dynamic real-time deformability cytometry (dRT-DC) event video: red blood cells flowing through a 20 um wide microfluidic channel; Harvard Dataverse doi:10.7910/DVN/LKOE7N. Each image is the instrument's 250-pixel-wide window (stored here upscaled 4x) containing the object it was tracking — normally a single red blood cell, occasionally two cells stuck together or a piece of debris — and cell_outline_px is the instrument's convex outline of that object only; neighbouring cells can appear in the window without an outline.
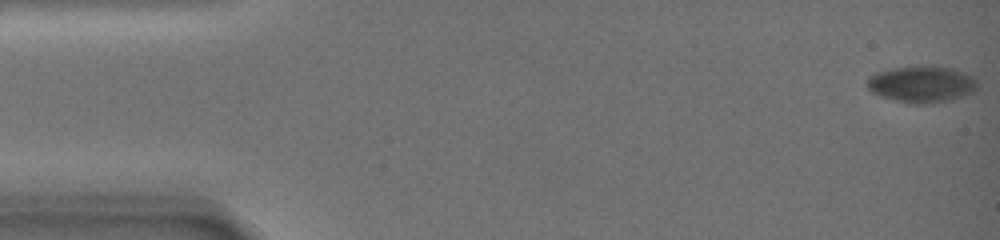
{"species": "common noctule bat (a hibernating species)", "species_latin": "Nyctalus noctula", "temperature_condition": "warm", "stored_images_in_passage": 55, "camera_frame_rate_fps": 3000, "um_per_image_px": 0.085, "animal": {"sex": "female", "body_mass_g": 19.0, "forearm_length_mm": 51.5}, "frame": {"image": 1, "passage_image": 1, "time_ms": 0.0, "image_size_px": [1000, 240], "cell_outline_px": [[976, 88], [972, 92], [964, 96], [952, 100], [932, 104], [912, 104], [880, 96], [872, 92], [868, 88], [868, 76], [876, 72], [892, 68], [952, 68], [964, 72], [972, 76], [976, 80]], "centroid_in_image_um": [78.34, 7.2], "position_along_channel_um": 6.7, "area_um2": 23.0}}
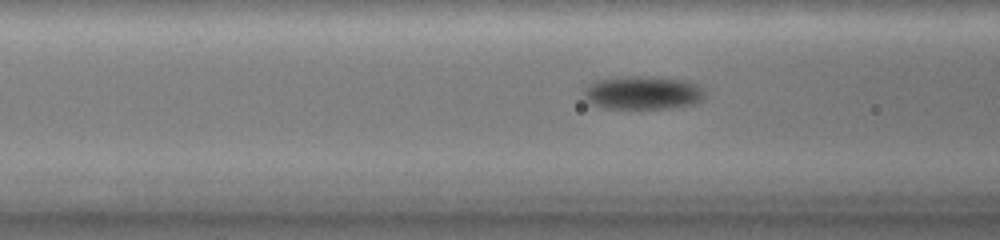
{"frame": {"image": 2, "passage_image": 22, "time_ms": 8.667, "image_size_px": [1000, 240], "cell_outline_px": [[704, 92], [700, 100], [696, 104], [668, 108], [604, 108], [592, 104], [584, 96], [584, 88], [588, 84], [596, 80], [624, 76], [652, 76], [684, 80], [696, 84], [704, 88]], "centroid_in_image_um": [54.62, 7.87], "position_along_channel_um": 112.0, "area_um2": 23.58}}
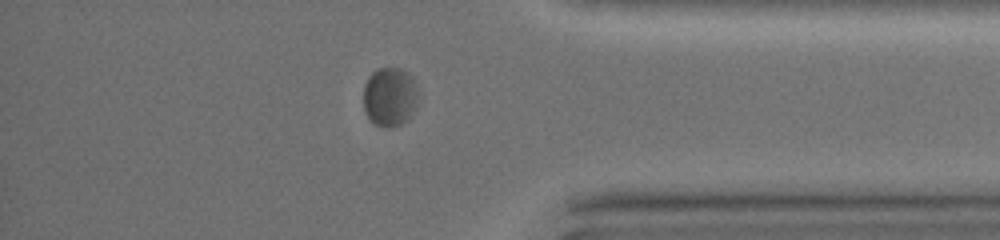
{"frame": {"image": 3, "passage_image": 48, "time_ms": 19.0, "image_size_px": [1000, 240], "cell_outline_px": [[416, 104], [412, 112], [400, 124], [388, 128], [376, 124], [368, 116], [364, 108], [364, 84], [368, 76], [376, 68], [400, 68], [412, 76], [416, 84]], "centroid_in_image_um": [33.1, 8.18], "position_along_channel_um": 402.1, "area_um2": 18.55}, "authors_computed_cell_mechanics": {"area_um2": 22.7154, "velocity_mm_per_s": 2.8662, "shape_relaxation_time_tau1_ms": 4.0481, "shape_relaxation_time_tau2_ms": null, "deformation_change_tau1": 0.0857, "deformation_change_tau2": null}}